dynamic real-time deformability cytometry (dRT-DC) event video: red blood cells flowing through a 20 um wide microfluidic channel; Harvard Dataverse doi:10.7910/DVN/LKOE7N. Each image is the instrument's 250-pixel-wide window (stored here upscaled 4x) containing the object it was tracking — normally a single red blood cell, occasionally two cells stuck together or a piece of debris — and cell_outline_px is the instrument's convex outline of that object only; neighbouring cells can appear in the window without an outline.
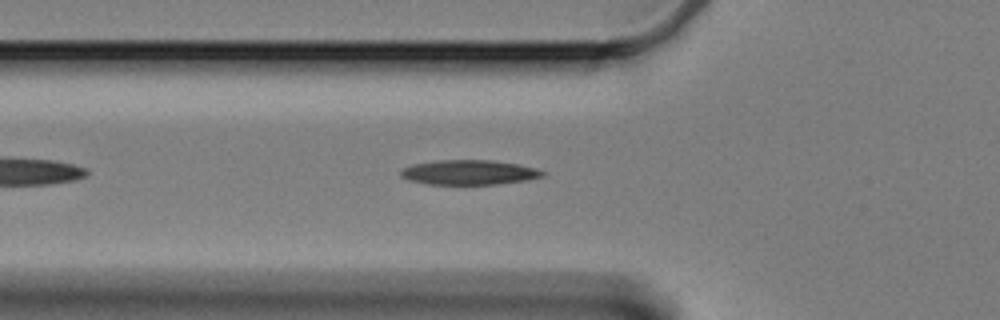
{"species": "Egyptian fruit bat (a non-hibernating species)", "species_latin": "Rousettus aegyptiacus", "temperature_condition": "cold", "stored_images_in_passage": 34, "camera_frame_rate_fps": 3000, "um_per_image_px": 0.085, "animal": {"sex": "female"}, "frame": {"image": 1, "passage_image": 9, "time_ms": 2.667, "image_size_px": [1000, 320], "cell_outline_px": [[544, 176], [528, 180], [496, 184], [428, 184], [408, 180], [400, 176], [400, 172], [404, 168], [412, 164], [440, 160], [488, 160], [516, 164], [532, 168], [544, 172]], "centroid_in_image_um": [39.82, 14.66], "position_along_channel_um": 86.0, "area_um2": 20.17}}
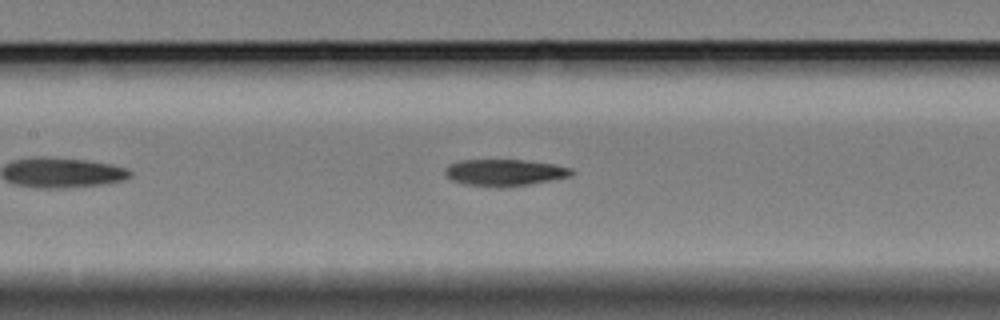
{"frame": {"image": 2, "passage_image": 16, "time_ms": 5.0, "image_size_px": [1000, 320], "cell_outline_px": [[576, 172], [572, 176], [528, 184], [500, 188], [496, 188], [464, 184], [452, 180], [444, 172], [444, 168], [448, 164], [460, 160], [524, 160], [552, 164], [572, 168]], "centroid_in_image_um": [42.88, 14.67], "position_along_channel_um": 164.5, "area_um2": 19.77}}
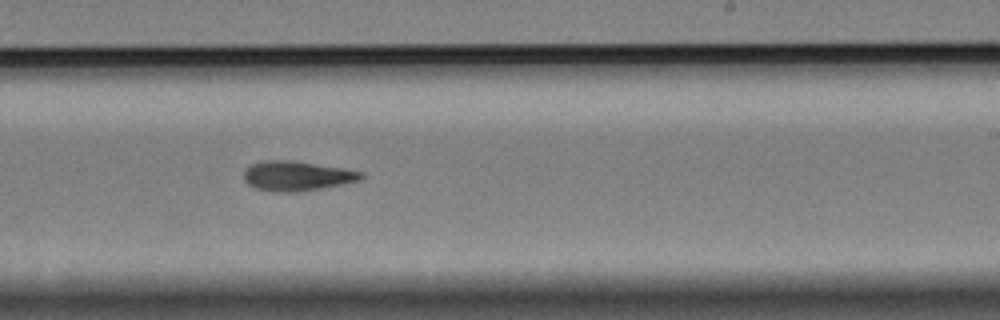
{"frame": {"image": 3, "passage_image": 25, "time_ms": 8.0, "image_size_px": [1000, 320], "cell_outline_px": [[364, 176], [360, 180], [320, 188], [292, 192], [288, 192], [256, 188], [248, 184], [244, 180], [244, 172], [252, 164], [264, 160], [292, 160], [344, 168], [364, 172]], "centroid_in_image_um": [25.25, 14.93], "position_along_channel_um": 263.7, "area_um2": 19.94}}